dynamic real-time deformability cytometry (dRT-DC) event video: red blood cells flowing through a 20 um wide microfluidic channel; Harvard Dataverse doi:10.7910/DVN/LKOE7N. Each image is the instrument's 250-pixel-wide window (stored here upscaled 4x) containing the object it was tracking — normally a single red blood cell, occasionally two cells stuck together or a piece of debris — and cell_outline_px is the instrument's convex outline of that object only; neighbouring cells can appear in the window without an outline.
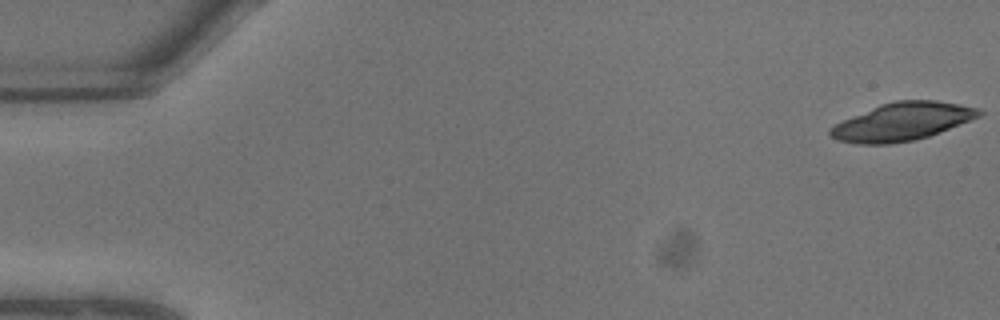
{"species": "common noctule bat (a hibernating species)", "species_latin": "Nyctalus noctula", "temperature_condition": "warm", "stored_images_in_passage": 7, "camera_frame_rate_fps": 3000, "um_per_image_px": 0.085, "animal": {"sex": "male", "body_mass_g": 13.3}, "frame": {"image": 1, "passage_image": 1, "time_ms": 0.0, "image_size_px": [1000, 320], "cell_outline_px": [[984, 112], [980, 116], [940, 132], [916, 140], [888, 144], [856, 144], [836, 140], [828, 132], [836, 124], [844, 120], [880, 104], [896, 100], [936, 100], [960, 104], [980, 108]], "centroid_in_image_um": [76.72, 10.34], "position_along_channel_um": 8.3, "area_um2": 32.66}}
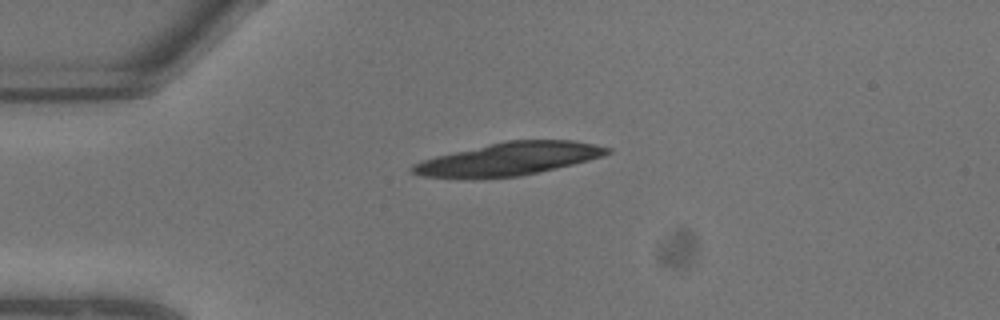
{"frame": {"image": 2, "passage_image": 6, "time_ms": 1.667, "image_size_px": [1000, 320], "cell_outline_px": [[612, 152], [588, 160], [556, 168], [520, 176], [472, 180], [420, 176], [412, 172], [408, 168], [412, 164], [420, 160], [436, 156], [508, 140], [572, 140], [612, 148]], "centroid_in_image_um": [43.16, 13.54], "position_along_channel_um": 41.8, "area_um2": 37.51}}